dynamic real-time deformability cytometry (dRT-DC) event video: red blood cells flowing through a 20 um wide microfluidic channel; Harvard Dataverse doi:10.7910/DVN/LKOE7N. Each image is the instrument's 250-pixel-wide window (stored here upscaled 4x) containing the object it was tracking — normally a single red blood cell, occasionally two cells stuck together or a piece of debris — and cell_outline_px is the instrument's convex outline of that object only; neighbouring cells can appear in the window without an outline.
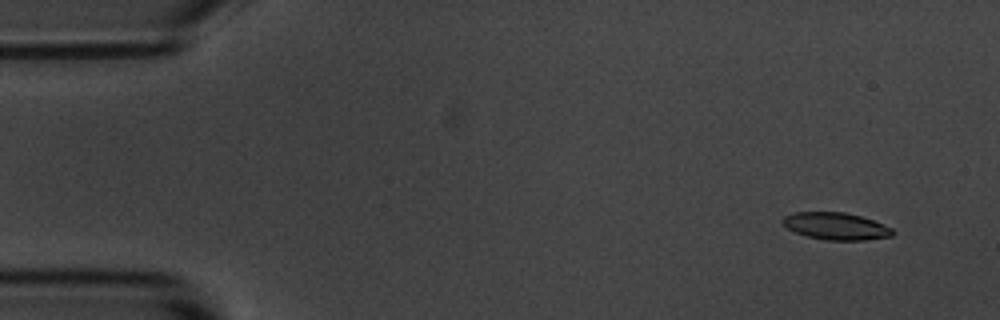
{"species": "common noctule bat (a hibernating species)", "species_latin": "Nyctalus noctula", "temperature_condition": "room temperature", "stored_images_in_passage": 5, "camera_frame_rate_fps": 3000, "um_per_image_px": 0.085, "animal": {"sex": "male", "body_mass_g": 20.1, "forearm_length_mm": 53.5}, "frame": {"image": 1, "passage_image": 1, "time_ms": 0.0, "image_size_px": [1000, 320], "cell_outline_px": [[896, 232], [892, 236], [864, 240], [828, 240], [808, 236], [796, 232], [788, 228], [780, 220], [784, 216], [796, 212], [844, 212], [860, 216], [872, 220], [892, 228]], "centroid_in_image_um": [71.07, 19.22], "position_along_channel_um": 13.9, "area_um2": 17.22}}